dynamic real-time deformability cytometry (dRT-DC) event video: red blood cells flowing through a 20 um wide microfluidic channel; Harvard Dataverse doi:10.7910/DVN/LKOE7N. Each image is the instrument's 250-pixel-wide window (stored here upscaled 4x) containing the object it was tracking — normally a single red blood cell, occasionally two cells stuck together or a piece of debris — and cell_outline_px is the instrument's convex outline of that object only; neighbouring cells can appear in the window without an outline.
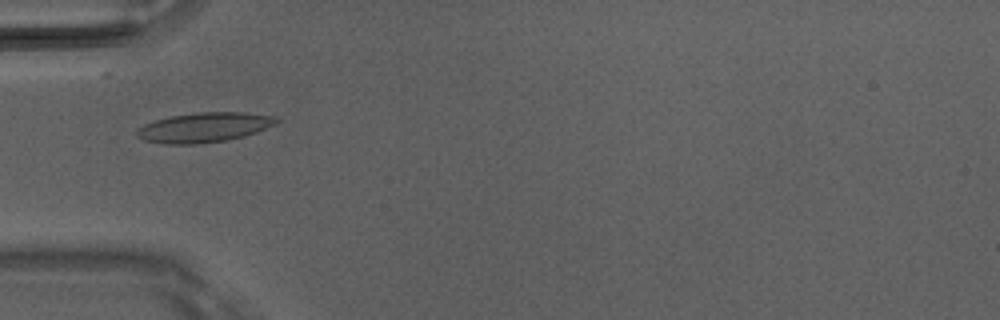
{"species": "Egyptian fruit bat (a non-hibernating species)", "species_latin": "Rousettus aegyptiacus", "temperature_condition": "room temperature", "stored_images_in_passage": 4, "camera_frame_rate_fps": 3000, "um_per_image_px": 0.085, "animal": {"sex": "male"}, "frame": {"image": 1, "passage_image": 2, "time_ms": 0.333, "image_size_px": [1000, 320], "cell_outline_px": [[280, 120], [276, 124], [256, 132], [244, 136], [228, 140], [196, 144], [164, 144], [144, 140], [136, 136], [136, 128], [144, 124], [168, 116], [196, 112], [244, 112], [276, 116]], "centroid_in_image_um": [17.34, 10.82], "position_along_channel_um": 67.7, "area_um2": 24.45}}